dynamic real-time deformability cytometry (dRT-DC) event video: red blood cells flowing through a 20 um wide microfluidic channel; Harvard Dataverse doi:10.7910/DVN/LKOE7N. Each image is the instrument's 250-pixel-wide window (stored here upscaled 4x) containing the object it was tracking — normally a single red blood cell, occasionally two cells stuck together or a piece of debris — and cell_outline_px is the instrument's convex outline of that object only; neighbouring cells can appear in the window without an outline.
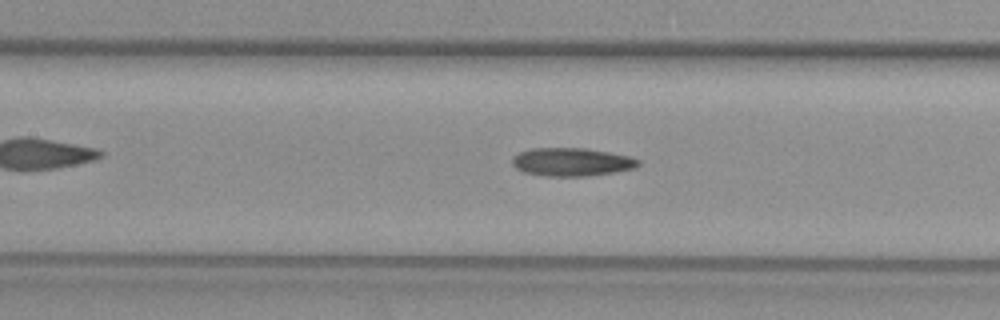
{"species": "common noctule bat (a hibernating species)", "species_latin": "Nyctalus noctula", "temperature_condition": "warm", "stored_images_in_passage": 14, "camera_frame_rate_fps": 3000, "um_per_image_px": 0.085, "animal": {"sex": "female", "body_mass_g": 29.2, "forearm_length_mm": 56.3}, "frame": {"image": 1, "passage_image": 7, "time_ms": 2.0, "image_size_px": [1000, 320], "cell_outline_px": [[640, 164], [632, 168], [612, 172], [584, 176], [548, 176], [524, 172], [516, 168], [512, 164], [512, 156], [520, 152], [532, 148], [584, 148], [608, 152], [628, 156], [640, 160]], "centroid_in_image_um": [48.54, 13.76], "position_along_channel_um": 158.9, "area_um2": 20.46}}
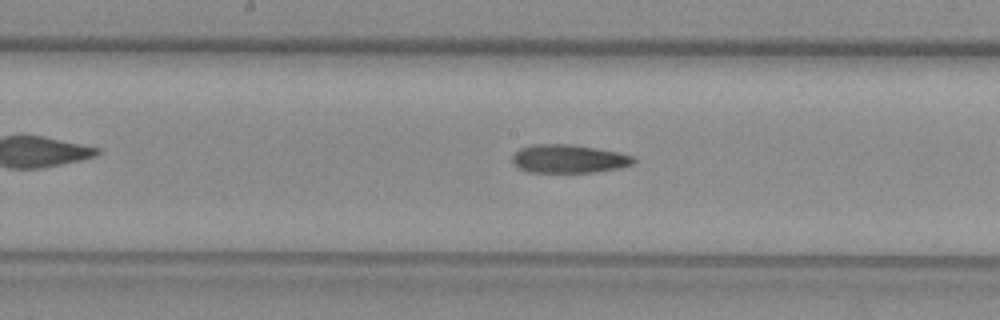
{"frame": {"image": 2, "passage_image": 10, "time_ms": 3.0, "image_size_px": [1000, 320], "cell_outline_px": [[636, 160], [632, 164], [620, 168], [596, 172], [528, 172], [512, 164], [512, 156], [520, 148], [532, 144], [568, 144], [616, 152], [632, 156]], "centroid_in_image_um": [48.3, 13.51], "position_along_channel_um": 199.9, "area_um2": 19.88}}